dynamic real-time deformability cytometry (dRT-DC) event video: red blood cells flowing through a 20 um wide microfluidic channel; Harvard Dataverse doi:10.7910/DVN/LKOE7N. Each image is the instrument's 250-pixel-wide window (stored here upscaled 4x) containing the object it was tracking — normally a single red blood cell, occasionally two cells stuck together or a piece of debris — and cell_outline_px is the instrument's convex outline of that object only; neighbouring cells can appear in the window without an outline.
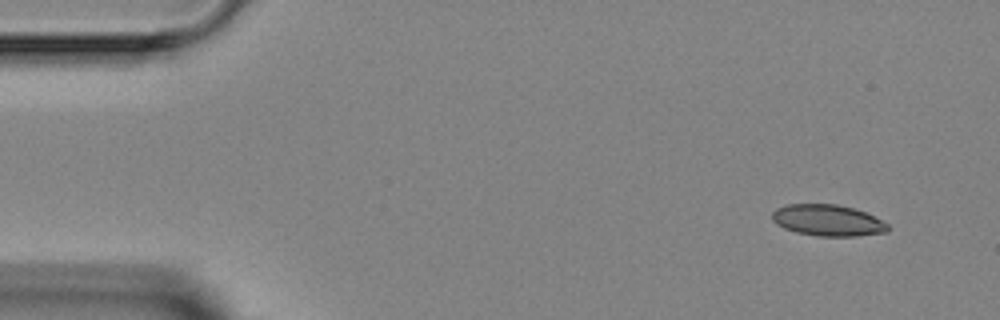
{"species": "Egyptian fruit bat (a non-hibernating species)", "species_latin": "Rousettus aegyptiacus", "temperature_condition": "room temperature", "stored_images_in_passage": 3, "camera_frame_rate_fps": 3000, "um_per_image_px": 0.085, "animal": {"sex": "female"}, "frame": {"image": 1, "passage_image": 1, "time_ms": 0.0, "image_size_px": [1000, 320], "cell_outline_px": [[888, 232], [856, 236], [816, 236], [796, 232], [784, 228], [776, 224], [772, 220], [772, 212], [776, 208], [788, 204], [836, 204], [852, 208], [864, 212], [888, 224]], "centroid_in_image_um": [70.32, 18.73], "position_along_channel_um": 14.7, "area_um2": 21.04}}
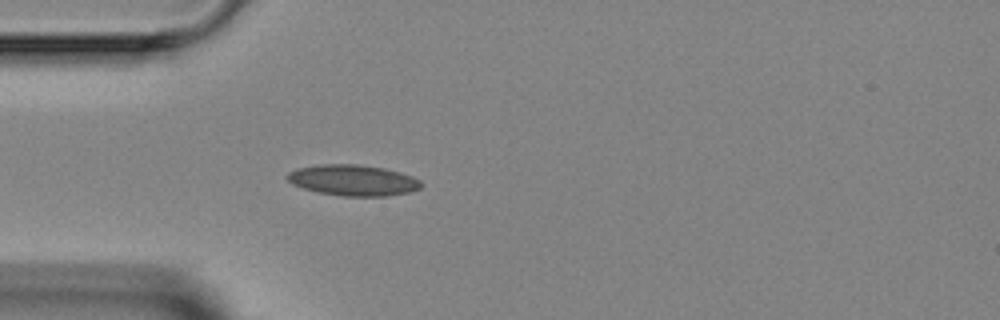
{"frame": {"image": 2, "passage_image": 3, "time_ms": 3.333, "image_size_px": [1000, 320], "cell_outline_px": [[424, 184], [420, 188], [408, 192], [388, 196], [344, 196], [320, 192], [304, 188], [292, 184], [284, 176], [288, 172], [296, 168], [316, 164], [356, 164], [384, 168], [400, 172], [412, 176], [420, 180]], "centroid_in_image_um": [30.0, 15.31], "position_along_channel_um": 55.0, "area_um2": 24.22}}